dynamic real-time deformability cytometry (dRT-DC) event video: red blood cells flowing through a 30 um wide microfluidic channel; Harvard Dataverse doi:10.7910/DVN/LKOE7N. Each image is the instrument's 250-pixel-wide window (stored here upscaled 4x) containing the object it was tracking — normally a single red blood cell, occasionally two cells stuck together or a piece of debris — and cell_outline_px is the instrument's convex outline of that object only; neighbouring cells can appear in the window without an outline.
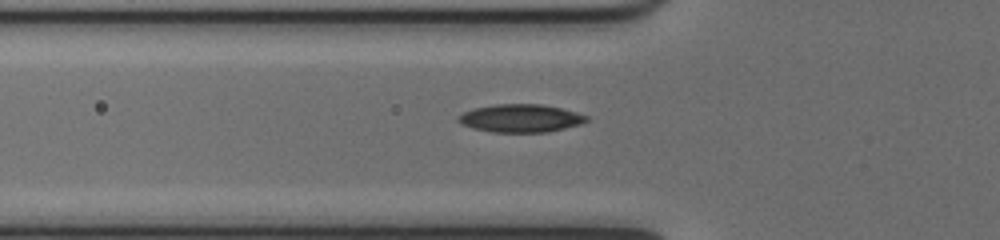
{"species": "common noctule bat (a hibernating species)", "species_latin": "Nyctalus noctula", "temperature_condition": "cold", "stored_images_in_passage": 35, "camera_frame_rate_fps": 3000, "um_per_image_px": 0.085, "animal": {"sex": "female", "body_mass_g": 17.0, "forearm_length_mm": 48.0}, "frame": {"image": 1, "passage_image": 6, "time_ms": 1.667, "image_size_px": [1000, 240], "cell_outline_px": [[588, 120], [580, 124], [548, 132], [492, 132], [472, 128], [460, 124], [456, 120], [456, 116], [464, 112], [476, 108], [496, 104], [540, 104], [560, 108], [576, 112], [588, 116]], "centroid_in_image_um": [44.21, 10.05], "position_along_channel_um": 81.6, "area_um2": 20.87}}
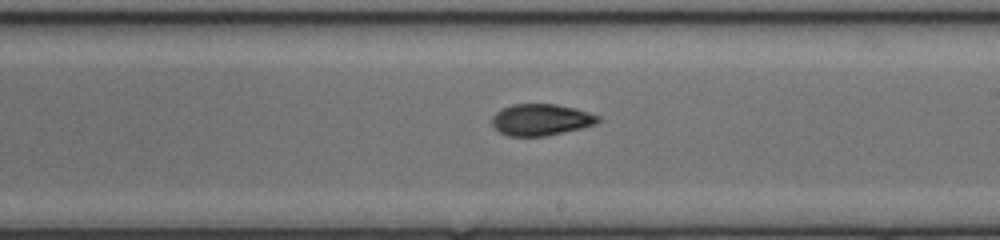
{"frame": {"image": 2, "passage_image": 18, "time_ms": 5.667, "image_size_px": [1000, 240], "cell_outline_px": [[600, 120], [596, 124], [580, 128], [544, 136], [508, 136], [500, 132], [492, 124], [492, 116], [496, 112], [512, 104], [556, 104], [576, 108], [600, 116]], "centroid_in_image_um": [45.99, 10.17], "position_along_channel_um": 243.0, "area_um2": 19.36}}
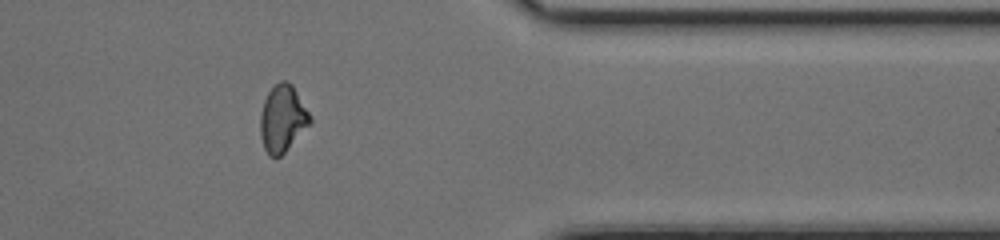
{"frame": {"image": 3, "passage_image": 30, "time_ms": 9.667, "image_size_px": [1000, 240], "cell_outline_px": [[312, 120], [284, 152], [280, 156], [268, 156], [264, 148], [260, 136], [260, 112], [264, 100], [268, 92], [280, 80], [288, 80], [292, 84], [312, 116]], "centroid_in_image_um": [24.0, 10.05], "position_along_channel_um": 387.4, "area_um2": 19.25}, "authors_computed_cell_mechanics": {"area_um2": 19.7098, "velocity_mm_per_s": 4.0234, "shape_relaxation_time_tau1_ms": null, "shape_relaxation_time_tau2_ms": 3.057, "deformation_change_tau1": null, "deformation_change_tau2": 0.0888}}